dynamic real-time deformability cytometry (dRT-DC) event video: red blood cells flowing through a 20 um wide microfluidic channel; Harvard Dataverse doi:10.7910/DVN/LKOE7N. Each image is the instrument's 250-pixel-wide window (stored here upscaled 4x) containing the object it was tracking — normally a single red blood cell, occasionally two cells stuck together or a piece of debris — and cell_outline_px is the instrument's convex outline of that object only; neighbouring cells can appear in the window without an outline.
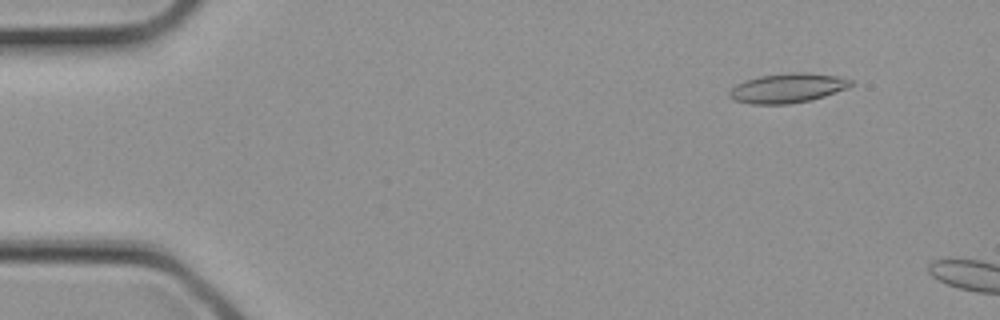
{"species": "common noctule bat (a hibernating species)", "species_latin": "Nyctalus noctula", "temperature_condition": "cold", "stored_images_in_passage": 2, "camera_frame_rate_fps": 3000, "um_per_image_px": 0.085, "animal": {"sex": "female", "body_mass_g": 21.9}, "frame": {"image": 1, "passage_image": 1, "time_ms": 0.0, "image_size_px": [1000, 320], "cell_outline_px": [[852, 84], [844, 88], [824, 96], [812, 100], [788, 104], [752, 104], [732, 100], [728, 96], [728, 92], [736, 84], [760, 76], [788, 72], [808, 72], [836, 76], [852, 80]], "centroid_in_image_um": [66.89, 7.49], "position_along_channel_um": 18.1, "area_um2": 20.75}}